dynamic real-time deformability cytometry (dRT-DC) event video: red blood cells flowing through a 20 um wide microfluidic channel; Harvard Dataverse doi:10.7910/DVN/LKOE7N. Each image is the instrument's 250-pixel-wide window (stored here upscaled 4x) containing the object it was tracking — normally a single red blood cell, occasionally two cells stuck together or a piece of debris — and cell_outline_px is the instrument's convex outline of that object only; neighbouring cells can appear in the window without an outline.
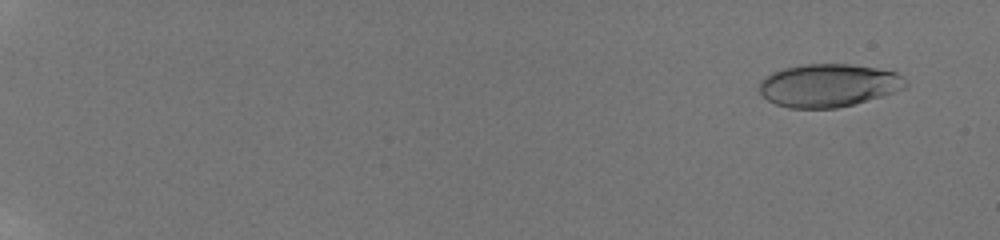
{"species": "human", "species_latin": "Homo sapiens", "temperature_condition": "room temperature", "stored_images_in_passage": 37, "camera_frame_rate_fps": 3000, "um_per_image_px": 0.085, "donor": {"sex": "male"}, "frame": {"image": 1, "passage_image": 2, "time_ms": 1.0, "image_size_px": [1000, 240], "cell_outline_px": [[908, 84], [904, 88], [880, 96], [852, 104], [836, 108], [788, 108], [776, 104], [768, 100], [760, 92], [760, 80], [772, 72], [784, 68], [804, 64], [852, 64], [876, 68], [896, 72]], "centroid_in_image_um": [70.38, 7.25], "position_along_channel_um": 14.6, "area_um2": 36.3}}
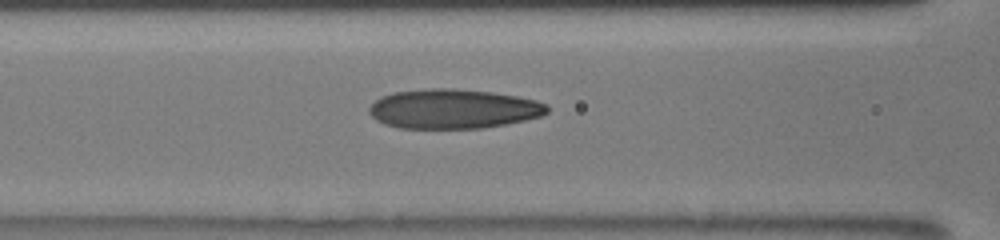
{"frame": {"image": 2, "passage_image": 16, "time_ms": 9.333, "image_size_px": [1000, 240], "cell_outline_px": [[548, 112], [540, 116], [524, 120], [484, 128], [400, 128], [384, 124], [376, 120], [368, 112], [368, 108], [380, 96], [392, 92], [432, 88], [452, 88], [492, 92], [516, 96], [536, 100], [544, 104], [548, 108]], "centroid_in_image_um": [38.48, 9.25], "position_along_channel_um": 128.1, "area_um2": 40.92}}
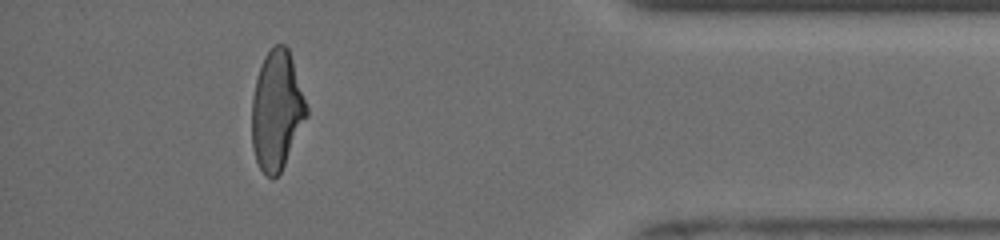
{"frame": {"image": 3, "passage_image": 33, "time_ms": 17.333, "image_size_px": [1000, 240], "cell_outline_px": [[308, 116], [280, 172], [272, 180], [260, 168], [256, 160], [252, 148], [252, 100], [256, 80], [264, 56], [276, 44], [284, 44], [288, 48], [308, 108]], "centroid_in_image_um": [23.52, 9.4], "position_along_channel_um": 411.7, "area_um2": 37.57}, "authors_computed_cell_mechanics": {"area_um2": 38.726, "velocity_mm_per_s": 3.9102, "shape_relaxation_time_tau1_ms": 5.4561, "shape_relaxation_time_tau2_ms": 1.0831, "deformation_change_tau1": 0.1878, "deformation_change_tau2": 0.0836}}